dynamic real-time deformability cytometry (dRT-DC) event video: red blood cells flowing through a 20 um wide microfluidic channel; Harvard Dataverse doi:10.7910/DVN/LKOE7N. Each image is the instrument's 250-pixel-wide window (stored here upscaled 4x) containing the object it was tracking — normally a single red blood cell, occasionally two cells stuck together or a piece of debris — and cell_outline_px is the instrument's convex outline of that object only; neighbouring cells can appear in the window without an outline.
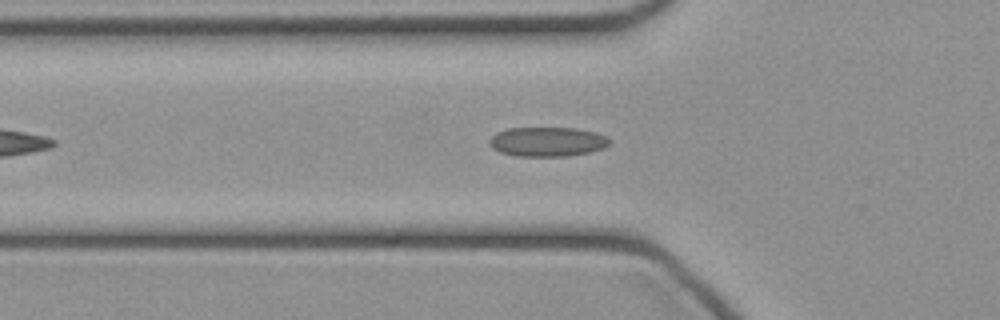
{"species": "common noctule bat (a hibernating species)", "species_latin": "Nyctalus noctula", "temperature_condition": "cold", "stored_images_in_passage": 34, "camera_frame_rate_fps": 3000, "um_per_image_px": 0.085, "animal": {"sex": "female", "body_mass_g": 21.9}, "frame": {"image": 1, "passage_image": 7, "time_ms": 2.0, "image_size_px": [1000, 320], "cell_outline_px": [[612, 140], [604, 148], [588, 152], [568, 156], [516, 156], [500, 152], [492, 148], [488, 144], [488, 140], [496, 132], [508, 128], [576, 128], [596, 132], [608, 136]], "centroid_in_image_um": [46.52, 12.04], "position_along_channel_um": 79.3, "area_um2": 20.81}}
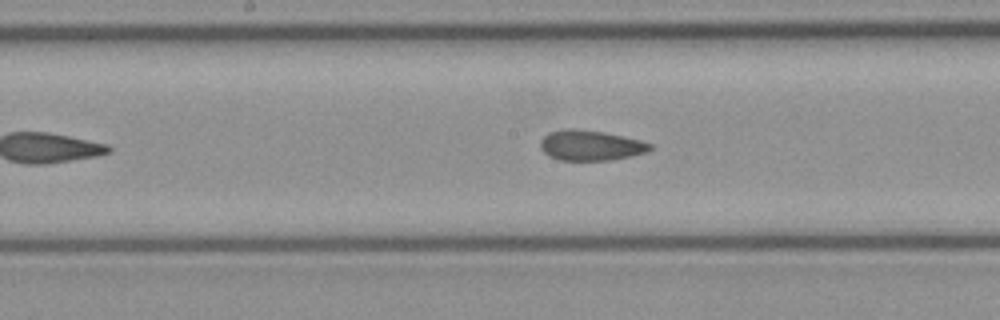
{"frame": {"image": 2, "passage_image": 15, "time_ms": 4.667, "image_size_px": [1000, 320], "cell_outline_px": [[652, 148], [644, 152], [632, 156], [612, 160], [560, 160], [548, 156], [540, 148], [540, 140], [548, 132], [568, 128], [572, 128], [604, 132], [640, 140], [652, 144]], "centroid_in_image_um": [50.17, 12.36], "position_along_channel_um": 198.0, "area_um2": 19.36}}
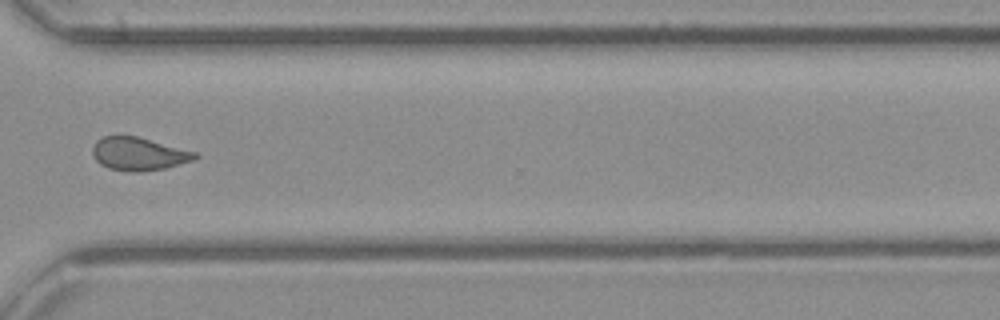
{"frame": {"image": 3, "passage_image": 26, "time_ms": 8.333, "image_size_px": [1000, 320], "cell_outline_px": [[200, 156], [192, 160], [164, 168], [140, 172], [132, 172], [108, 168], [100, 164], [96, 160], [92, 152], [92, 144], [96, 140], [104, 136], [136, 136], [196, 152]], "centroid_in_image_um": [11.75, 13.08], "position_along_channel_um": 358.9, "area_um2": 19.59}}